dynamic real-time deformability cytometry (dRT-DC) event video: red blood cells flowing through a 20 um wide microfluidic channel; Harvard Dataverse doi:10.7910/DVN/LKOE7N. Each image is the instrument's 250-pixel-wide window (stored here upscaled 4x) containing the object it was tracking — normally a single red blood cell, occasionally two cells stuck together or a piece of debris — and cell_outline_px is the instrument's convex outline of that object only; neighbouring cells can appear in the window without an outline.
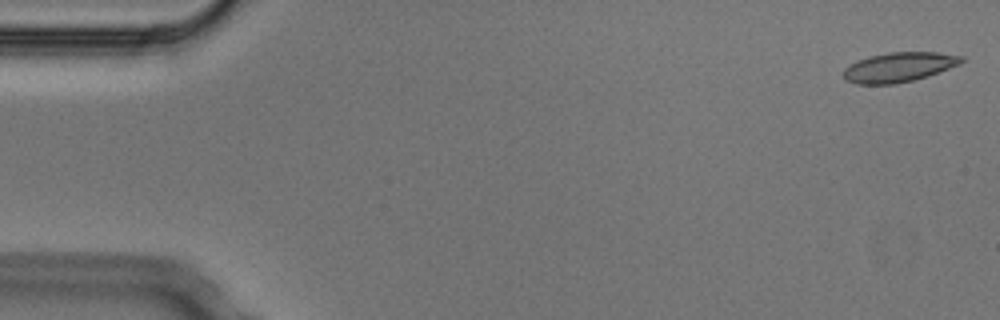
{"species": "Egyptian fruit bat (a non-hibernating species)", "species_latin": "Rousettus aegyptiacus", "temperature_condition": "cold", "stored_images_in_passage": 5, "camera_frame_rate_fps": 3000, "um_per_image_px": 0.085, "animal": {"sex": "male"}, "frame": {"image": 1, "passage_image": 1, "time_ms": 0.0, "image_size_px": [1000, 320], "cell_outline_px": [[964, 60], [960, 64], [928, 76], [912, 80], [892, 84], [856, 84], [844, 80], [844, 68], [868, 56], [888, 52], [936, 52], [964, 56]], "centroid_in_image_um": [76.42, 5.7], "position_along_channel_um": 8.6, "area_um2": 20.29}}
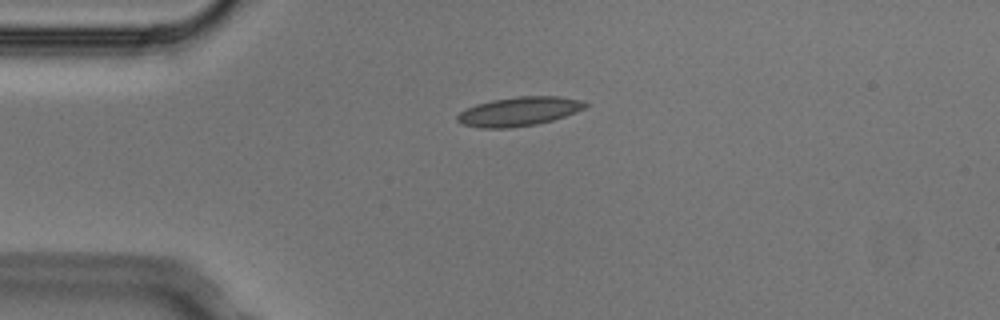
{"frame": {"image": 2, "passage_image": 4, "time_ms": 1.0, "image_size_px": [1000, 320], "cell_outline_px": [[588, 104], [584, 108], [576, 112], [552, 120], [536, 124], [508, 128], [480, 128], [460, 124], [456, 120], [456, 116], [460, 112], [476, 104], [492, 100], [520, 96], [560, 96], [580, 100]], "centroid_in_image_um": [44.08, 9.48], "position_along_channel_um": 40.9, "area_um2": 21.56}}